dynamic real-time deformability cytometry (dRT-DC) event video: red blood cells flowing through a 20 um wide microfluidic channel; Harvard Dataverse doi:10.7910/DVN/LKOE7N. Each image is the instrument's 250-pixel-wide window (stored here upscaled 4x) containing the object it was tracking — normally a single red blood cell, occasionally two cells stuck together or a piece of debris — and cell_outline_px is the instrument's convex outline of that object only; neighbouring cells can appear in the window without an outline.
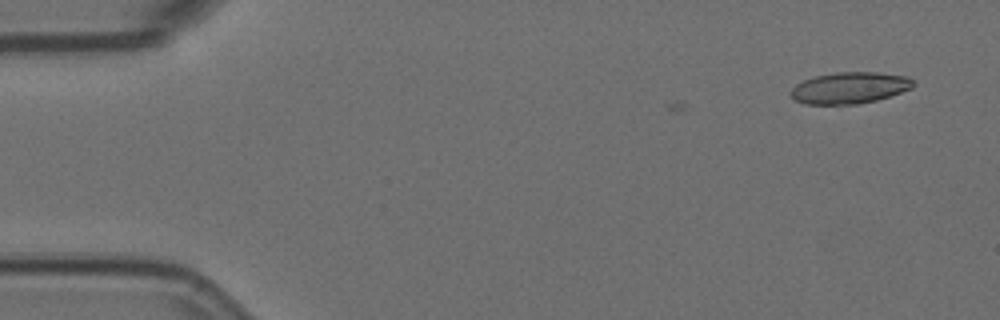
{"species": "Egyptian fruit bat (a non-hibernating species)", "species_latin": "Rousettus aegyptiacus", "temperature_condition": "room temperature", "stored_images_in_passage": 3, "camera_frame_rate_fps": 3000, "um_per_image_px": 0.085, "animal": {"sex": "female"}, "frame": {"image": 1, "passage_image": 3, "time_ms": 0.667, "image_size_px": [1000, 320], "cell_outline_px": [[916, 84], [912, 88], [876, 100], [856, 104], [804, 104], [796, 100], [788, 92], [796, 84], [804, 80], [816, 76], [836, 72], [876, 72], [908, 76]], "centroid_in_image_um": [72.21, 7.46], "position_along_channel_um": 12.8, "area_um2": 22.37}}